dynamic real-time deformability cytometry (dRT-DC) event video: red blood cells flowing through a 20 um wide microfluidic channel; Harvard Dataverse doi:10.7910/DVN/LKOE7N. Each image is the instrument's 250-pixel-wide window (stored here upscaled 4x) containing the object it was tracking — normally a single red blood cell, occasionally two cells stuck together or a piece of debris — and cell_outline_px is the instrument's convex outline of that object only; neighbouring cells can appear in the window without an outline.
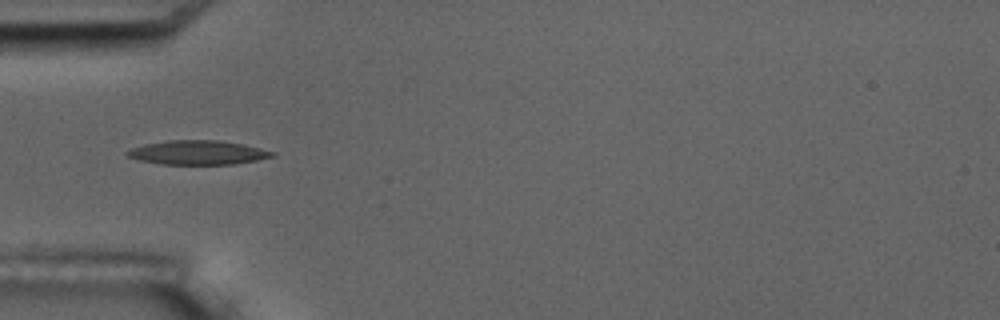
{"species": "common noctule bat (a hibernating species)", "species_latin": "Nyctalus noctula", "temperature_condition": "room temperature", "stored_images_in_passage": 4, "camera_frame_rate_fps": 3000, "um_per_image_px": 0.085, "animal": {"sex": "male", "body_mass_g": 17.5, "forearm_length_mm": 52.3}, "frame": {"image": 1, "passage_image": 1, "time_ms": 0.0, "image_size_px": [1000, 320], "cell_outline_px": [[276, 156], [256, 160], [232, 164], [160, 164], [140, 160], [128, 156], [124, 152], [132, 148], [144, 144], [168, 140], [216, 140], [244, 144], [276, 152]], "centroid_in_image_um": [16.82, 12.96], "position_along_channel_um": 68.2, "area_um2": 20.35}}
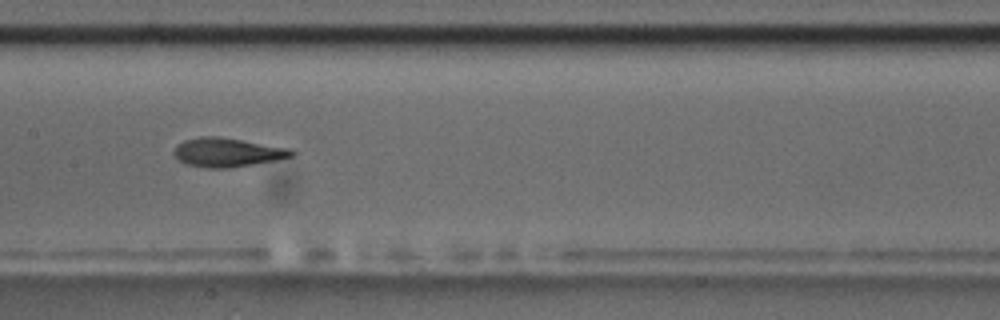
{"frame": {"image": 2, "passage_image": 4, "time_ms": 3.333, "image_size_px": [1000, 320], "cell_outline_px": [[296, 156], [276, 160], [228, 168], [208, 168], [188, 164], [180, 160], [172, 152], [176, 144], [184, 140], [200, 136], [216, 136], [288, 148], [296, 152]], "centroid_in_image_um": [19.31, 12.95], "position_along_channel_um": 188.1, "area_um2": 19.65}}